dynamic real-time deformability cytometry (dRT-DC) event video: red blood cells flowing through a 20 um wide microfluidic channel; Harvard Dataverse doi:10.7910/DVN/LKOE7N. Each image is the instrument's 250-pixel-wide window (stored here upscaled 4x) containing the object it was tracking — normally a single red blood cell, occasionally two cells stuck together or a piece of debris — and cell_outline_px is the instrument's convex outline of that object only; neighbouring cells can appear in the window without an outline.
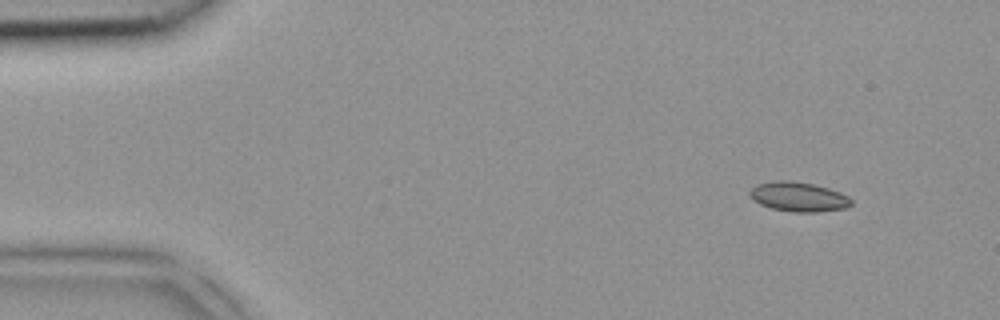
{"species": "common noctule bat (a hibernating species)", "species_latin": "Nyctalus noctula", "temperature_condition": "room temperature", "stored_images_in_passage": 3, "camera_frame_rate_fps": 3000, "um_per_image_px": 0.085, "animal": {"sex": "female", "body_mass_g": 18.4}, "frame": {"image": 1, "passage_image": 1, "time_ms": 0.0, "image_size_px": [1000, 320], "cell_outline_px": [[852, 204], [848, 208], [816, 212], [792, 212], [772, 208], [760, 204], [752, 200], [748, 192], [756, 184], [776, 180], [788, 180], [812, 184], [828, 188], [840, 192], [848, 196], [852, 200]], "centroid_in_image_um": [67.87, 16.73], "position_along_channel_um": 17.1, "area_um2": 17.57}}